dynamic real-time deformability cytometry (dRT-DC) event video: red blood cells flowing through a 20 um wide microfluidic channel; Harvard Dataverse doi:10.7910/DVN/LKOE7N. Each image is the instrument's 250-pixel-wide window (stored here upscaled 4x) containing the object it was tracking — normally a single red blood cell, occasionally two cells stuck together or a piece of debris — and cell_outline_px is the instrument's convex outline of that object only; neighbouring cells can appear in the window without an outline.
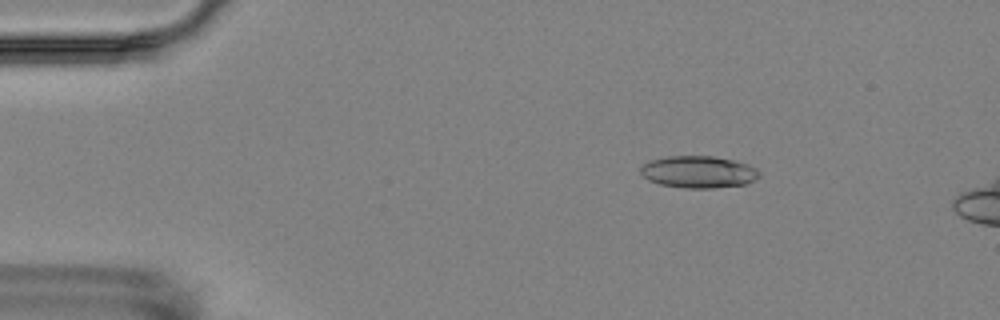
{"species": "Egyptian fruit bat (a non-hibernating species)", "species_latin": "Rousettus aegyptiacus", "temperature_condition": "room temperature", "stored_images_in_passage": 4, "camera_frame_rate_fps": 3000, "um_per_image_px": 0.085, "animal": {"sex": "female"}, "frame": {"image": 1, "passage_image": 2, "time_ms": 1.0, "image_size_px": [1000, 320], "cell_outline_px": [[760, 176], [744, 184], [712, 188], [684, 188], [660, 184], [648, 180], [640, 172], [640, 168], [648, 160], [668, 156], [712, 156], [732, 160], [756, 168], [760, 172]], "centroid_in_image_um": [59.32, 14.61], "position_along_channel_um": 25.7, "area_um2": 21.96}}